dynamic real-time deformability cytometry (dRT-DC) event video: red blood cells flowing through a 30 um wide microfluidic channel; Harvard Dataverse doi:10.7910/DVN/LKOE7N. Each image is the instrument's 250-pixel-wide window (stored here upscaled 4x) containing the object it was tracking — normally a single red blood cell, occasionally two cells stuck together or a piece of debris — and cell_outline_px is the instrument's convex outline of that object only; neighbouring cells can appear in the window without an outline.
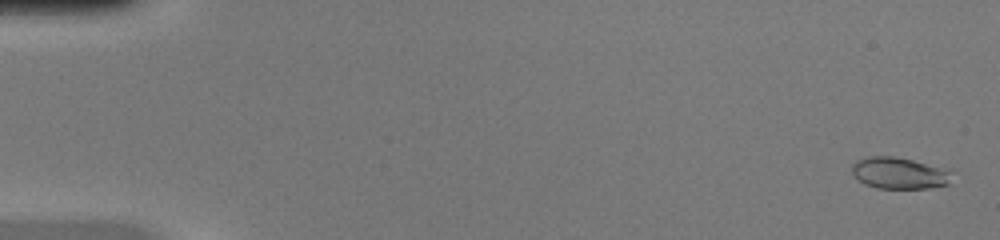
{"species": "common noctule bat (a hibernating species)", "species_latin": "Nyctalus noctula", "temperature_condition": "warm", "stored_images_in_passage": 49, "camera_frame_rate_fps": 3000, "um_per_image_px": 0.085, "animal": {"sex": "female", "body_mass_g": 20.0, "forearm_length_mm": 54.0}, "frame": {"image": 1, "passage_image": 1, "time_ms": 0.0, "image_size_px": [1000, 240], "cell_outline_px": [[952, 172], [948, 184], [928, 188], [876, 188], [864, 184], [852, 172], [852, 164], [856, 160], [864, 156], [892, 156], [912, 160]], "centroid_in_image_um": [76.36, 14.71], "position_along_channel_um": 8.6, "area_um2": 18.03}}
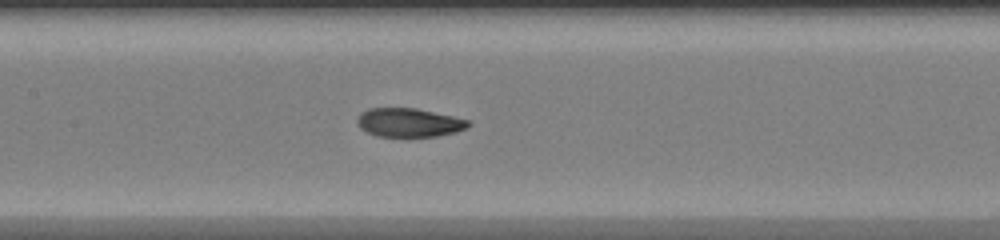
{"frame": {"image": 2, "passage_image": 24, "time_ms": 7.667, "image_size_px": [1000, 240], "cell_outline_px": [[472, 124], [468, 128], [456, 132], [436, 136], [376, 136], [360, 128], [356, 120], [360, 112], [368, 108], [416, 108], [452, 116], [468, 120]], "centroid_in_image_um": [34.76, 10.41], "position_along_channel_um": 172.6, "area_um2": 18.61}}
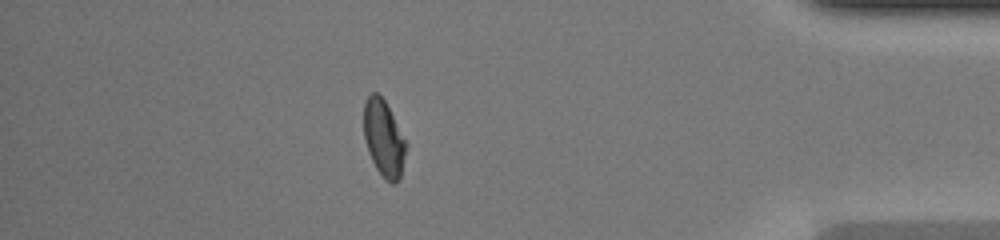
{"frame": {"image": 3, "passage_image": 43, "time_ms": 14.0, "image_size_px": [1000, 240], "cell_outline_px": [[408, 144], [400, 176], [396, 184], [392, 184], [384, 180], [376, 168], [368, 152], [364, 140], [364, 104], [368, 96], [372, 92], [376, 92], [384, 100]], "centroid_in_image_um": [32.62, 11.8], "position_along_channel_um": 402.6, "area_um2": 18.84}, "authors_computed_cell_mechanics": {"area_um2": 19.074, "velocity_mm_per_s": 4.2481, "shape_relaxation_time_tau1_ms": 4.9929, "shape_relaxation_time_tau2_ms": 0.9529, "deformation_change_tau1": 0.1931, "deformation_change_tau2": 0.0467}}